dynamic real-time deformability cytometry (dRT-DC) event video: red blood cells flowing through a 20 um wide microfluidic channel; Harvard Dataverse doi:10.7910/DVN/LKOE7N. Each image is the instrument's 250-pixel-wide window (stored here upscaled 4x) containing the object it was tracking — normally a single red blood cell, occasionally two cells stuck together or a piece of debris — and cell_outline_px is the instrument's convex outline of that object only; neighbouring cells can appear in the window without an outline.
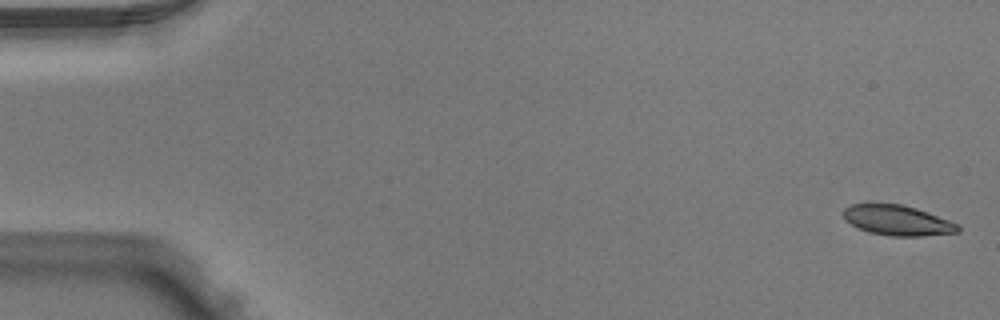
{"species": "Egyptian fruit bat (a non-hibernating species)", "species_latin": "Rousettus aegyptiacus", "temperature_condition": "warm", "stored_images_in_passage": 5, "camera_frame_rate_fps": 3000, "um_per_image_px": 0.085, "animal": {"sex": "male"}, "frame": {"image": 1, "passage_image": 1, "time_ms": 0.0, "image_size_px": [1000, 320], "cell_outline_px": [[960, 232], [924, 236], [892, 236], [868, 232], [844, 220], [840, 212], [844, 208], [852, 204], [904, 204], [928, 212], [960, 224]], "centroid_in_image_um": [76.29, 18.73], "position_along_channel_um": 8.7, "area_um2": 20.35}}
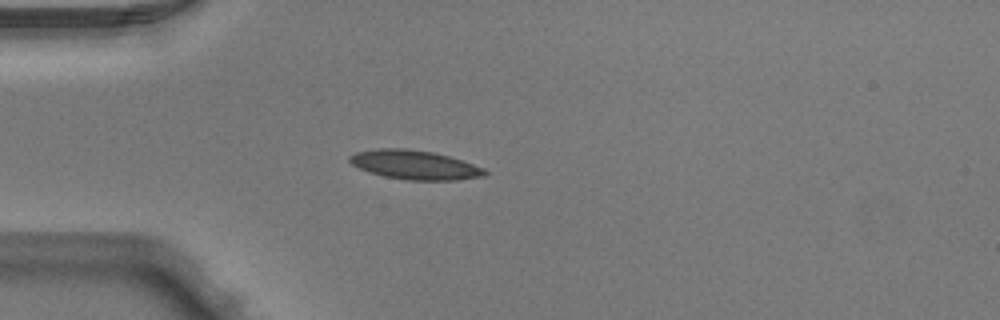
{"frame": {"image": 2, "passage_image": 4, "time_ms": 1.0, "image_size_px": [1000, 320], "cell_outline_px": [[488, 172], [484, 176], [456, 180], [408, 180], [384, 176], [360, 168], [352, 164], [348, 160], [348, 156], [356, 152], [376, 148], [408, 148], [432, 152], [448, 156], [484, 168]], "centroid_in_image_um": [35.23, 14.0], "position_along_channel_um": 49.8, "area_um2": 22.77}}